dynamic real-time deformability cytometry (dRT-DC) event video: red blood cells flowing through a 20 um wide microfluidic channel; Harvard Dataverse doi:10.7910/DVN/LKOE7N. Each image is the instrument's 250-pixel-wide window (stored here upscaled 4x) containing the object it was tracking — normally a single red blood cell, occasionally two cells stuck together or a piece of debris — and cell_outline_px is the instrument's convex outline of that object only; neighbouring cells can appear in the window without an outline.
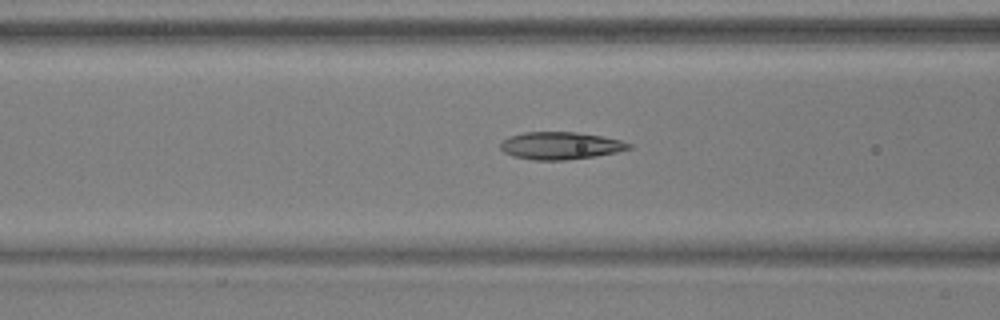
{"species": "common noctule bat (a hibernating species)", "species_latin": "Nyctalus noctula", "temperature_condition": "warm", "stored_images_in_passage": 52, "camera_frame_rate_fps": 3000, "um_per_image_px": 0.085, "animal": {"sex": "male", "body_mass_g": 17.9, "forearm_length_mm": 54.2}, "frame": {"image": 1, "passage_image": 21, "time_ms": 6.667, "image_size_px": [1000, 320], "cell_outline_px": [[632, 148], [616, 152], [596, 156], [564, 160], [532, 160], [512, 156], [504, 152], [500, 148], [500, 144], [508, 136], [524, 132], [576, 132], [600, 136], [620, 140], [632, 144]], "centroid_in_image_um": [47.62, 12.38], "position_along_channel_um": 119.0, "area_um2": 20.52}}
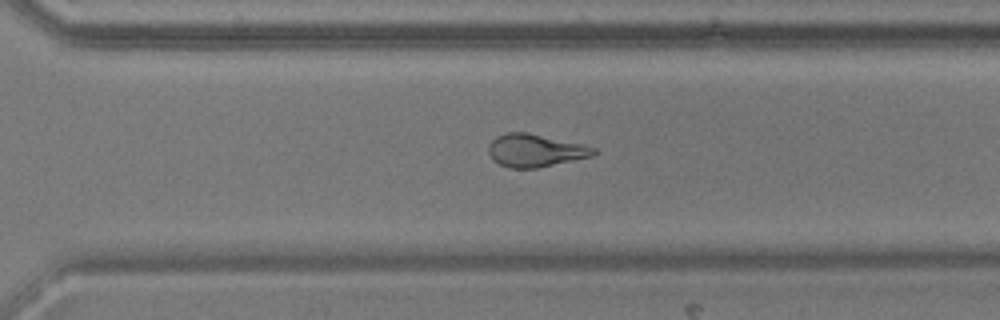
{"frame": {"image": 2, "passage_image": 37, "time_ms": 12.0, "image_size_px": [1000, 320], "cell_outline_px": [[600, 152], [592, 156], [536, 168], [508, 168], [492, 160], [488, 152], [488, 144], [496, 136], [508, 132], [528, 132], [584, 144], [596, 148]], "centroid_in_image_um": [45.5, 12.78], "position_along_channel_um": 325.1, "area_um2": 20.29}}
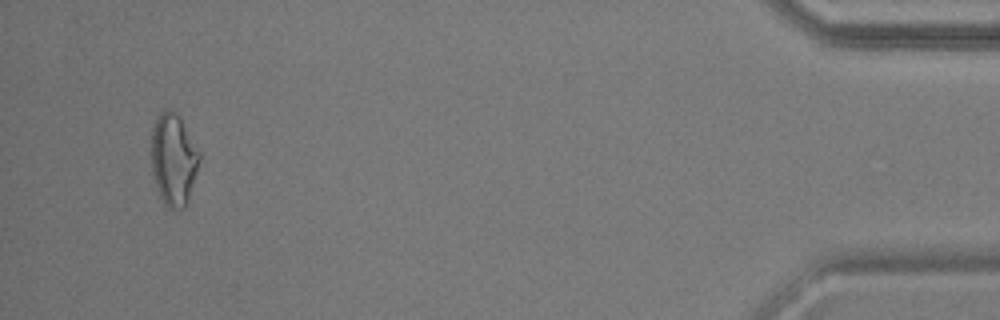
{"frame": {"image": 3, "passage_image": 50, "time_ms": 16.333, "image_size_px": [1000, 320], "cell_outline_px": [[200, 160], [188, 200], [184, 208], [168, 208], [164, 204], [156, 188], [152, 176], [152, 128], [156, 116], [164, 108], [168, 108], [180, 116], [200, 152]], "centroid_in_image_um": [14.74, 13.52], "position_along_channel_um": 420.5, "area_um2": 25.89}, "authors_computed_cell_mechanics": {"area_um2": 20.6924, "velocity_mm_per_s": 3.8714, "shape_relaxation_time_tau1_ms": null, "shape_relaxation_time_tau2_ms": 1.8045, "deformation_change_tau1": null, "deformation_change_tau2": 0.0988}}